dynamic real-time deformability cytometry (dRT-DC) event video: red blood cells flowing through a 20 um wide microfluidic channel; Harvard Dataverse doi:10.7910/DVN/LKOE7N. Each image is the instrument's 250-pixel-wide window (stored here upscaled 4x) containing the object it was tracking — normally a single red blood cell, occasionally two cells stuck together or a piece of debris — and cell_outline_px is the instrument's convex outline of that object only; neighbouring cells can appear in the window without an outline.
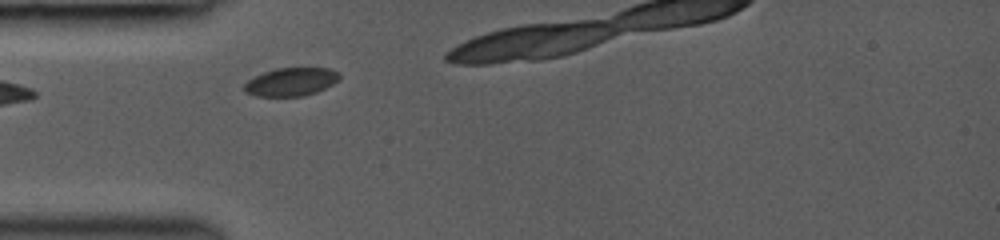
{"species": "common noctule bat (a hibernating species)", "species_latin": "Nyctalus noctula", "temperature_condition": "room temperature", "stored_images_in_passage": 7, "camera_frame_rate_fps": 3000, "um_per_image_px": 0.085, "animal": {"sex": "female", "body_mass_g": 19.0, "forearm_length_mm": 53.3}, "frame": {"image": 1, "passage_image": 1, "time_ms": 0.0, "image_size_px": [1000, 240], "cell_outline_px": [[340, 76], [332, 84], [316, 92], [304, 96], [256, 96], [244, 92], [244, 84], [248, 80], [264, 72], [276, 68], [328, 68], [340, 72]], "centroid_in_image_um": [24.72, 6.96], "position_along_channel_um": 60.3, "area_um2": 15.55}}